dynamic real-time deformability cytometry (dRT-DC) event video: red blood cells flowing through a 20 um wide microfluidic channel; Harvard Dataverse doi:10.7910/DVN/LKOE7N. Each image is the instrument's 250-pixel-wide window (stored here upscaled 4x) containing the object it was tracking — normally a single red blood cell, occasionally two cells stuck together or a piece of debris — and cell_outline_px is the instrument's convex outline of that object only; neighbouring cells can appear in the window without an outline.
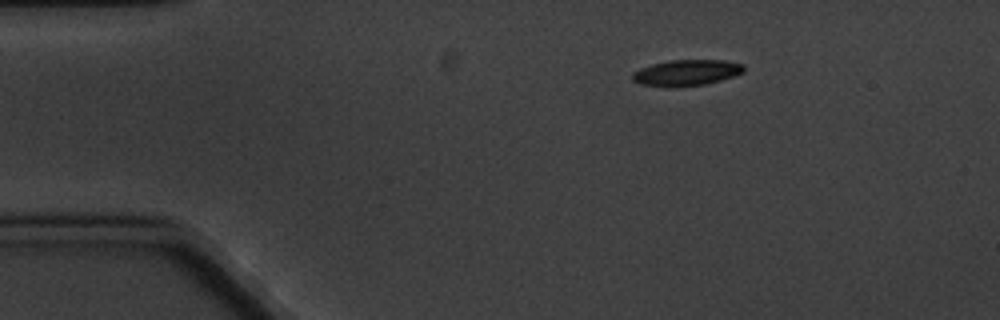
{"species": "common noctule bat (a hibernating species)", "species_latin": "Nyctalus noctula", "temperature_condition": "cold", "stored_images_in_passage": 6, "camera_frame_rate_fps": 3000, "um_per_image_px": 0.085, "animal": {"sex": "male", "body_mass_g": 20.1, "forearm_length_mm": 53.5}, "frame": {"image": 1, "passage_image": 1, "time_ms": 0.0, "image_size_px": [1000, 320], "cell_outline_px": [[744, 72], [720, 80], [704, 84], [676, 88], [640, 84], [632, 80], [632, 72], [640, 68], [652, 64], [672, 60], [724, 60], [744, 64]], "centroid_in_image_um": [58.33, 6.18], "position_along_channel_um": 26.7, "area_um2": 16.94}}
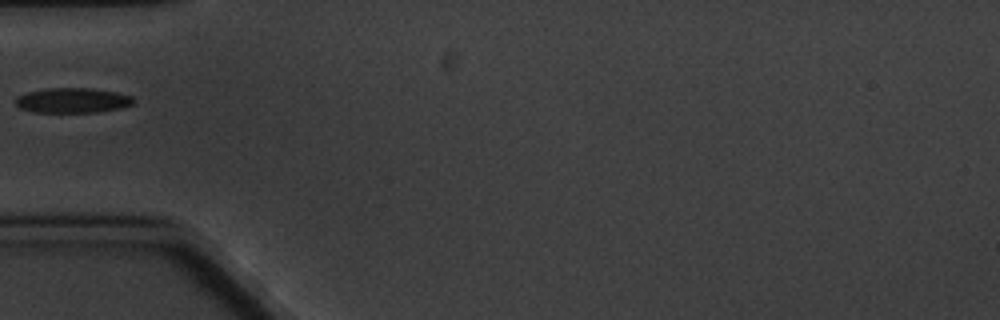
{"frame": {"image": 2, "passage_image": 4, "time_ms": 3.333, "image_size_px": [1000, 320], "cell_outline_px": [[136, 104], [120, 108], [96, 112], [36, 112], [20, 108], [16, 104], [16, 96], [28, 92], [48, 88], [88, 88], [116, 92], [132, 96], [136, 100]], "centroid_in_image_um": [6.21, 8.53], "position_along_channel_um": 78.8, "area_um2": 17.17}}
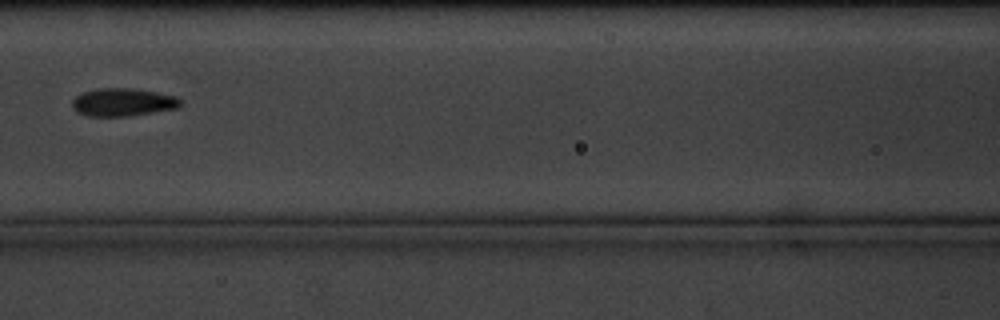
{"frame": {"image": 3, "passage_image": 6, "time_ms": 5.667, "image_size_px": [1000, 320], "cell_outline_px": [[180, 104], [176, 108], [124, 116], [88, 116], [76, 112], [72, 108], [72, 100], [76, 96], [84, 92], [96, 88], [132, 88], [156, 92], [176, 96], [180, 100]], "centroid_in_image_um": [10.38, 8.68], "position_along_channel_um": 156.2, "area_um2": 17.4}}